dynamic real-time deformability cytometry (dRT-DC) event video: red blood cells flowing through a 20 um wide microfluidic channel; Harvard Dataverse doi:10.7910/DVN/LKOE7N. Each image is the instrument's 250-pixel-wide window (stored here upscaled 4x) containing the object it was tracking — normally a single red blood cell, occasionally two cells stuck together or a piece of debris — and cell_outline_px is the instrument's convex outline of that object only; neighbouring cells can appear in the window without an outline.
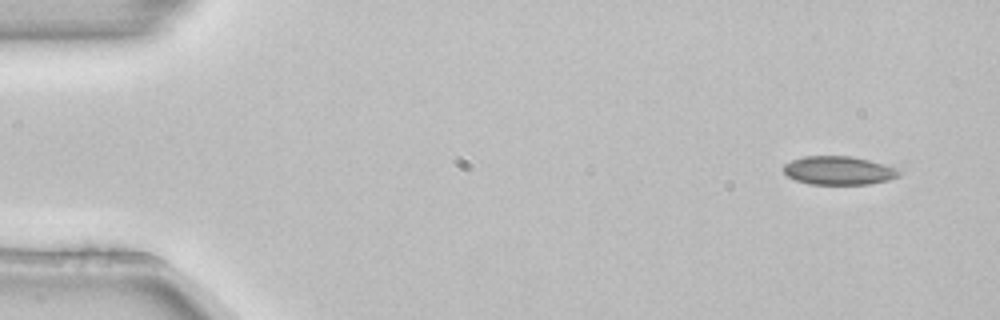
{"species": "common noctule bat (a hibernating species)", "species_latin": "Nyctalus noctula", "temperature_condition": "room temperature", "stored_images_in_passage": 3, "camera_frame_rate_fps": 3000, "um_per_image_px": 0.085, "animal": {"sex": "female", "body_mass_g": 22.7, "forearm_length_mm": 54.2}, "frame": {"image": 1, "passage_image": 1, "time_ms": 0.0, "image_size_px": [1000, 320], "cell_outline_px": [[904, 172], [900, 176], [888, 180], [868, 184], [808, 184], [796, 180], [788, 176], [784, 172], [784, 164], [792, 160], [804, 156], [852, 156], [884, 164]], "centroid_in_image_um": [71.3, 14.49], "position_along_channel_um": 13.7, "area_um2": 19.19}}
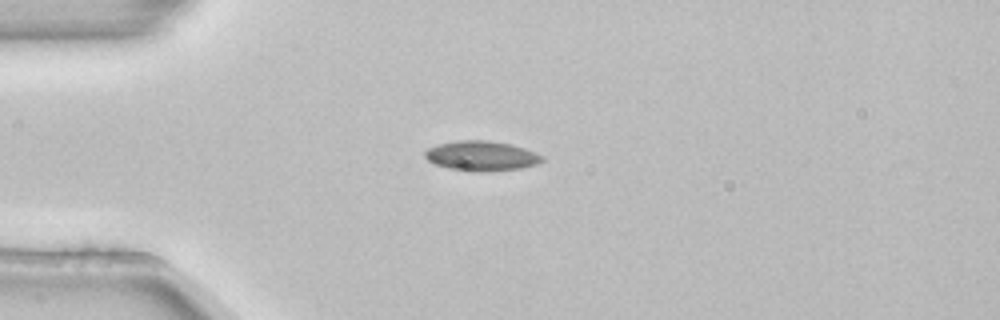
{"frame": {"image": 2, "passage_image": 3, "time_ms": 0.667, "image_size_px": [1000, 320], "cell_outline_px": [[544, 160], [536, 164], [520, 168], [484, 172], [480, 172], [448, 168], [436, 164], [428, 160], [424, 156], [424, 152], [428, 148], [440, 144], [456, 140], [488, 140], [512, 144], [524, 148], [544, 156]], "centroid_in_image_um": [40.93, 13.24], "position_along_channel_um": 44.1, "area_um2": 20.35}}